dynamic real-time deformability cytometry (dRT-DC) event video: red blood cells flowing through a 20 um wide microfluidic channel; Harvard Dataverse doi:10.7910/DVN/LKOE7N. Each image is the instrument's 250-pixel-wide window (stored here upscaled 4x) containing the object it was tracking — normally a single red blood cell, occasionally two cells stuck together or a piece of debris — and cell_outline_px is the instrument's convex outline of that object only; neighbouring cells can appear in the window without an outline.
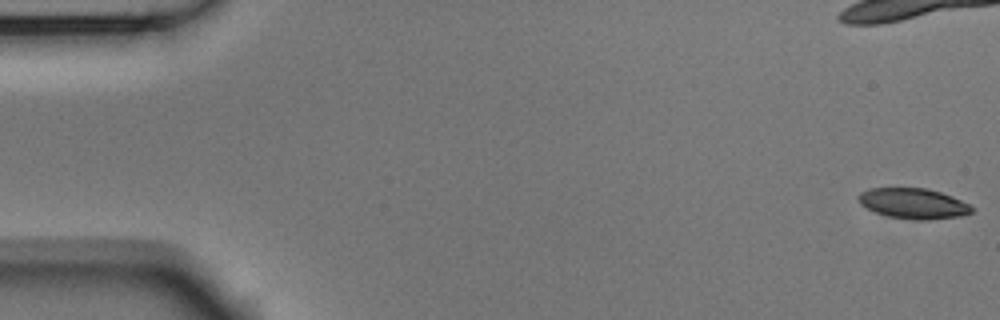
{"species": "Egyptian fruit bat (a non-hibernating species)", "species_latin": "Rousettus aegyptiacus", "temperature_condition": "room temperature", "stored_images_in_passage": 23, "camera_frame_rate_fps": 3000, "um_per_image_px": 0.085, "animal": {"sex": "male"}, "frame": {"image": 1, "passage_image": 1, "time_ms": 0.0, "image_size_px": [1000, 320], "cell_outline_px": [[976, 208], [972, 212], [960, 216], [928, 220], [920, 220], [888, 216], [876, 212], [860, 204], [860, 192], [868, 188], [924, 188], [940, 192], [952, 196]], "centroid_in_image_um": [77.66, 17.29], "position_along_channel_um": 7.3, "area_um2": 19.88}}